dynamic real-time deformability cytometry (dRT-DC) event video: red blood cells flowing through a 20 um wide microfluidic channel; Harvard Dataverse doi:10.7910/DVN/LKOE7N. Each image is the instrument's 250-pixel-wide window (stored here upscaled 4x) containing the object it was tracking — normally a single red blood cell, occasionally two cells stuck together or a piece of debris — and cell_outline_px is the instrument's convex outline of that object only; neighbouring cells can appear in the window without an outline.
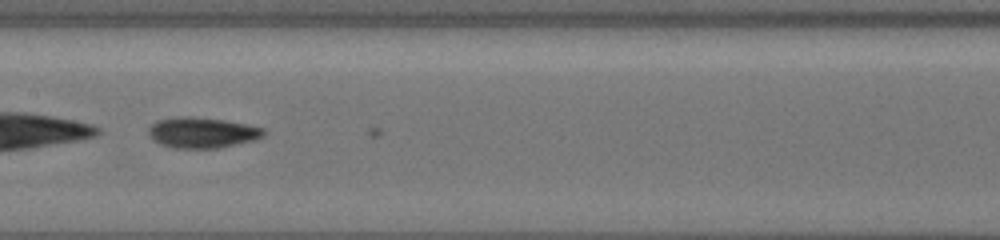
{"species": "common noctule bat (a hibernating species)", "species_latin": "Nyctalus noctula", "temperature_condition": "cold", "stored_images_in_passage": 12, "camera_frame_rate_fps": 3000, "um_per_image_px": 0.085, "animal": {"sex": "female", "body_mass_g": 19.5, "forearm_length_mm": 54.1}, "frame": {"image": 1, "passage_image": 11, "time_ms": 3.0, "image_size_px": [1000, 240], "cell_outline_px": [[264, 136], [256, 140], [220, 148], [172, 148], [160, 144], [152, 140], [148, 132], [148, 128], [156, 120], [176, 116], [188, 116], [224, 120], [264, 128]], "centroid_in_image_um": [17.15, 11.28], "position_along_channel_um": 190.2, "area_um2": 20.75}}